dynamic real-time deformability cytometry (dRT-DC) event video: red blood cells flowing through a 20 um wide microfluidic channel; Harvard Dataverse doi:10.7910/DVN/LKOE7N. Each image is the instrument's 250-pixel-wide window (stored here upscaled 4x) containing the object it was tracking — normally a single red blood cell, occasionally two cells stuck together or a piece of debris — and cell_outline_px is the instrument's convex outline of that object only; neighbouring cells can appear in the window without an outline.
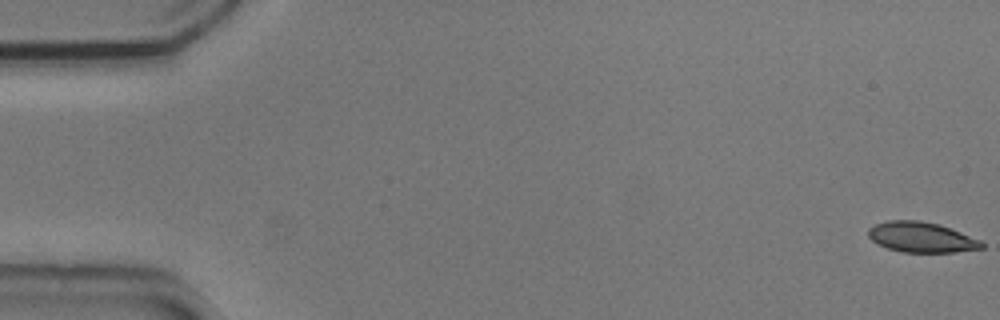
{"species": "common noctule bat (a hibernating species)", "species_latin": "Nyctalus noctula", "temperature_condition": "cold", "stored_images_in_passage": 55, "camera_frame_rate_fps": 3000, "um_per_image_px": 0.085, "animal": {"sex": "male", "body_mass_g": 20.5, "forearm_length_mm": 52.5}, "frame": {"image": 1, "passage_image": 1, "time_ms": 0.0, "image_size_px": [1000, 320], "cell_outline_px": [[984, 248], [952, 252], [904, 252], [888, 248], [872, 240], [868, 236], [868, 228], [876, 224], [888, 220], [920, 220], [940, 224], [980, 240], [984, 244]], "centroid_in_image_um": [78.32, 20.15], "position_along_channel_um": 6.7, "area_um2": 19.88}}
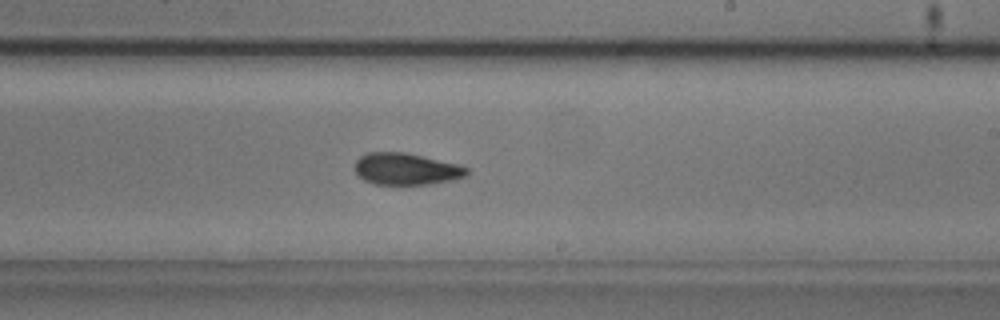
{"frame": {"image": 2, "passage_image": 33, "time_ms": 10.667, "image_size_px": [1000, 320], "cell_outline_px": [[468, 176], [452, 180], [428, 184], [376, 184], [364, 180], [356, 172], [356, 160], [360, 156], [368, 152], [404, 152], [460, 164], [468, 168]], "centroid_in_image_um": [34.56, 14.36], "position_along_channel_um": 254.4, "area_um2": 20.69}}
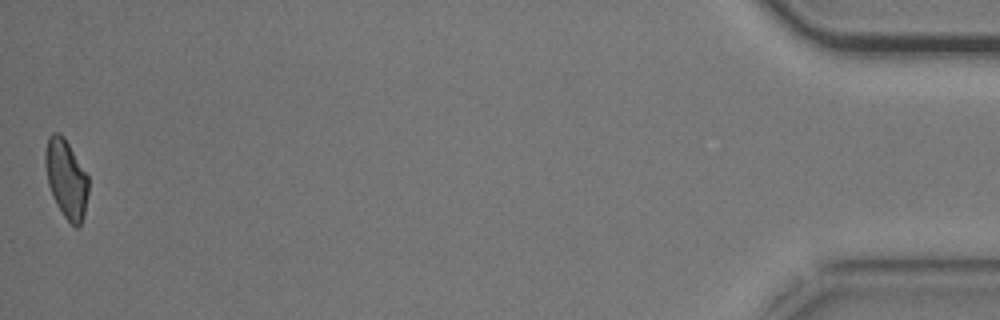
{"frame": {"image": 3, "passage_image": 55, "time_ms": 18.0, "image_size_px": [1000, 320], "cell_outline_px": [[88, 192], [84, 216], [80, 224], [76, 228], [64, 216], [56, 204], [48, 184], [44, 164], [44, 152], [48, 136], [52, 132], [60, 132], [64, 136], [88, 176]], "centroid_in_image_um": [5.61, 15.15], "position_along_channel_um": 429.6, "area_um2": 19.83}, "authors_computed_cell_mechanics": {"area_um2": 20.8658, "velocity_mm_per_s": 3.6784, "shape_relaxation_time_tau1_ms": 3.1752, "shape_relaxation_time_tau2_ms": 5.7789, "deformation_change_tau1": 0.1068, "deformation_change_tau2": 0.0877}}